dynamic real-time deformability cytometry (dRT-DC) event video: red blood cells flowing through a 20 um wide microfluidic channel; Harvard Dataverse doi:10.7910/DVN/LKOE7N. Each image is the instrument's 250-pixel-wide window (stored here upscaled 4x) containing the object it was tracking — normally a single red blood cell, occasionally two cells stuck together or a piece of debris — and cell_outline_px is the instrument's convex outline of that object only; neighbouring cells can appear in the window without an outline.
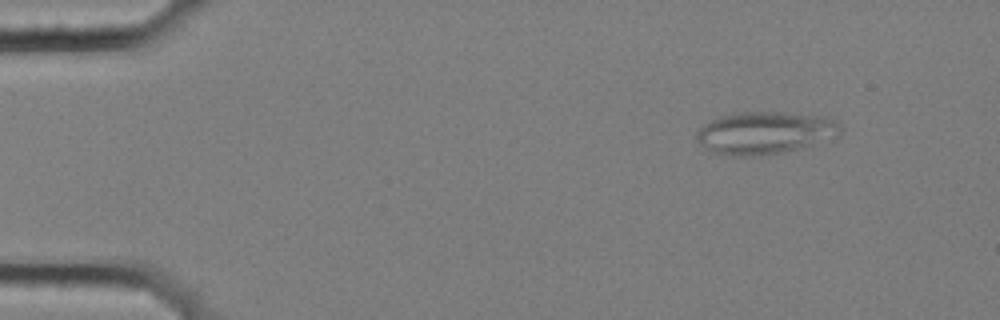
{"species": "common noctule bat (a hibernating species)", "species_latin": "Nyctalus noctula", "temperature_condition": "cold", "stored_images_in_passage": 5, "camera_frame_rate_fps": 3000, "um_per_image_px": 0.085, "animal": {"sex": "female", "body_mass_g": 25.1}, "frame": {"image": 1, "passage_image": 1, "time_ms": 0.0, "image_size_px": [1000, 320], "cell_outline_px": [[840, 132], [836, 136], [812, 144], [784, 152], [760, 156], [732, 156], [712, 152], [704, 148], [696, 140], [696, 132], [704, 124], [720, 116], [740, 112], [784, 112], [832, 116], [840, 124]], "centroid_in_image_um": [65.01, 11.28], "position_along_channel_um": 20.0, "area_um2": 35.78}}